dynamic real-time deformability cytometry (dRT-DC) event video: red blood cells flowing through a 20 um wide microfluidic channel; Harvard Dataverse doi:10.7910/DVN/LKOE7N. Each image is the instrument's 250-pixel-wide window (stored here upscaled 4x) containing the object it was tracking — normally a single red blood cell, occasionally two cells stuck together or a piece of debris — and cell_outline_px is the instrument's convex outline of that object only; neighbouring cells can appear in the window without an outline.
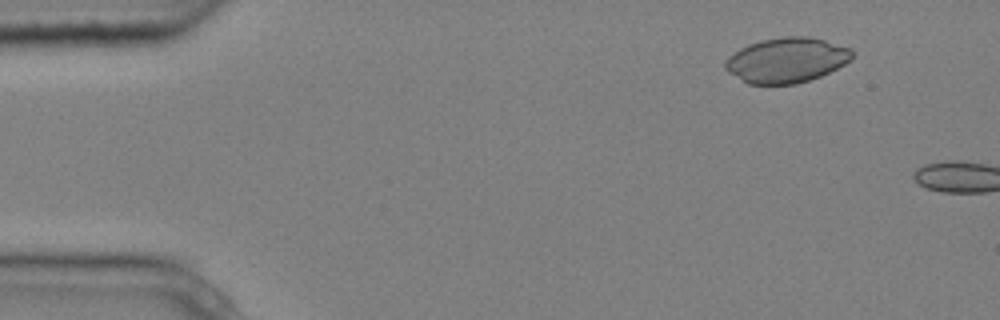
{"species": "common noctule bat (a hibernating species)", "species_latin": "Nyctalus noctula", "temperature_condition": "cold", "stored_images_in_passage": 2, "camera_frame_rate_fps": 3000, "um_per_image_px": 0.085, "animal": {"sex": "male", "body_mass_g": 20.4}, "frame": {"image": 1, "passage_image": 1, "time_ms": 0.0, "image_size_px": [1000, 320], "cell_outline_px": [[852, 60], [820, 76], [808, 80], [792, 84], [748, 84], [728, 72], [724, 68], [724, 60], [728, 56], [740, 48], [748, 44], [760, 40], [784, 36], [808, 36], [824, 40], [852, 48]], "centroid_in_image_um": [66.83, 5.1], "position_along_channel_um": 18.2, "area_um2": 33.35}}